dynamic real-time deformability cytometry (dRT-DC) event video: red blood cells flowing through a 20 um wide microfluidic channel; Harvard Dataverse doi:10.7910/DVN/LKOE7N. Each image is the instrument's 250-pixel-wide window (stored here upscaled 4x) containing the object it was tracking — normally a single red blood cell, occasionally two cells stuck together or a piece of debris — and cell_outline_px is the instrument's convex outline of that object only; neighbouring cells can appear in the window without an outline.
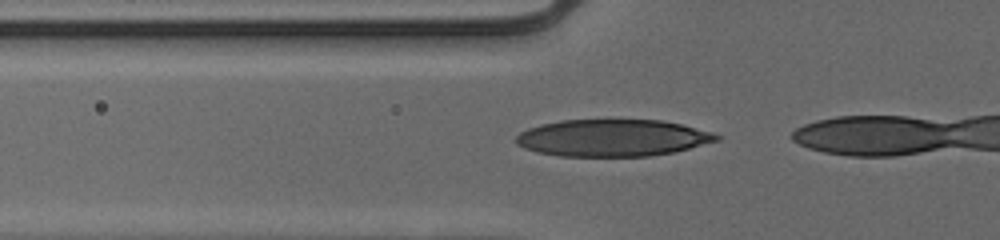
{"species": "human", "species_latin": "Homo sapiens", "temperature_condition": "cold", "stored_images_in_passage": 5, "camera_frame_rate_fps": 3000, "um_per_image_px": 0.085, "donor": {"sex": "male"}, "frame": {"image": 1, "passage_image": 2, "time_ms": 0.333, "image_size_px": [1000, 240], "cell_outline_px": [[724, 136], [720, 140], [676, 152], [648, 156], [560, 156], [536, 152], [524, 148], [516, 144], [516, 136], [520, 132], [528, 128], [540, 124], [560, 120], [660, 120], [680, 124], [712, 132]], "centroid_in_image_um": [52.07, 11.72], "position_along_channel_um": 73.7, "area_um2": 43.41}}